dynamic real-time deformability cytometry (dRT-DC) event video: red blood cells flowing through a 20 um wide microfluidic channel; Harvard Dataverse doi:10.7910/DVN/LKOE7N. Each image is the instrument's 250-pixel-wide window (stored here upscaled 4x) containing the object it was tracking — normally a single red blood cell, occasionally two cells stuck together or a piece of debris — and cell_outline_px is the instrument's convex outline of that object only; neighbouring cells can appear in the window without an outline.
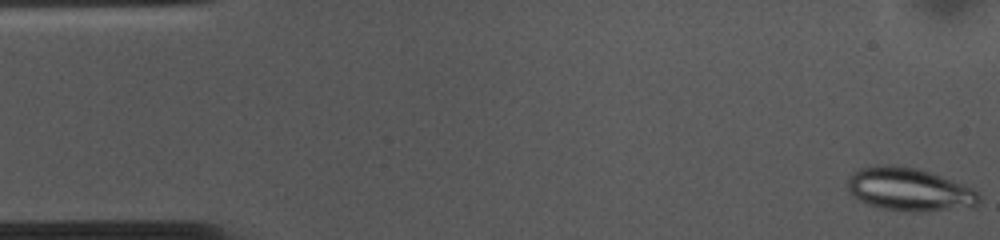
{"species": "common noctule bat (a hibernating species)", "species_latin": "Nyctalus noctula", "temperature_condition": "cold", "stored_images_in_passage": 53, "camera_frame_rate_fps": 3000, "um_per_image_px": 0.085, "animal": {"sex": "female", "body_mass_g": 10.0, "forearm_length_mm": 53.1}, "frame": {"image": 1, "passage_image": 1, "time_ms": 0.0, "image_size_px": [1000, 240], "cell_outline_px": [[980, 200], [972, 208], [884, 208], [868, 204], [860, 200], [848, 192], [848, 176], [860, 168], [876, 164], [896, 164], [920, 168], [972, 188], [980, 192]], "centroid_in_image_um": [77.25, 16.02], "position_along_channel_um": 7.7, "area_um2": 32.08}}
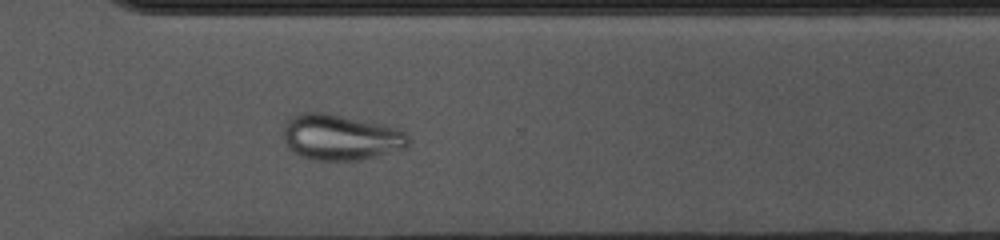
{"frame": {"image": 2, "passage_image": 38, "time_ms": 12.333, "image_size_px": [1000, 240], "cell_outline_px": [[408, 144], [404, 148], [356, 160], [320, 160], [300, 156], [288, 148], [284, 140], [284, 124], [292, 116], [304, 112], [324, 112], [384, 124], [400, 128], [408, 136]], "centroid_in_image_um": [28.92, 11.64], "position_along_channel_um": 341.7, "area_um2": 33.06}}
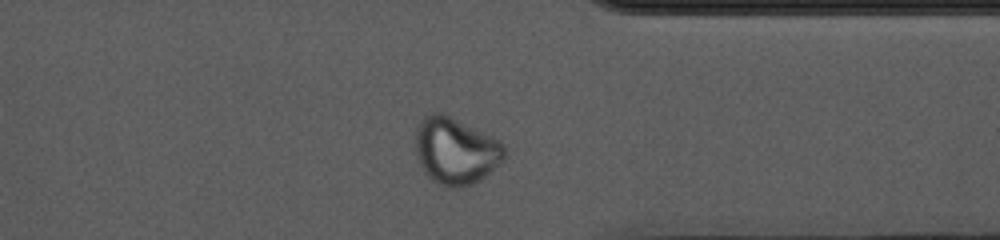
{"frame": {"image": 3, "passage_image": 41, "time_ms": 13.333, "image_size_px": [1000, 240], "cell_outline_px": [[504, 156], [484, 176], [472, 184], [464, 188], [444, 188], [436, 184], [424, 172], [416, 156], [416, 124], [424, 116], [432, 112], [444, 112], [500, 140], [504, 144]], "centroid_in_image_um": [38.67, 12.81], "position_along_channel_um": 372.7, "area_um2": 34.85}}